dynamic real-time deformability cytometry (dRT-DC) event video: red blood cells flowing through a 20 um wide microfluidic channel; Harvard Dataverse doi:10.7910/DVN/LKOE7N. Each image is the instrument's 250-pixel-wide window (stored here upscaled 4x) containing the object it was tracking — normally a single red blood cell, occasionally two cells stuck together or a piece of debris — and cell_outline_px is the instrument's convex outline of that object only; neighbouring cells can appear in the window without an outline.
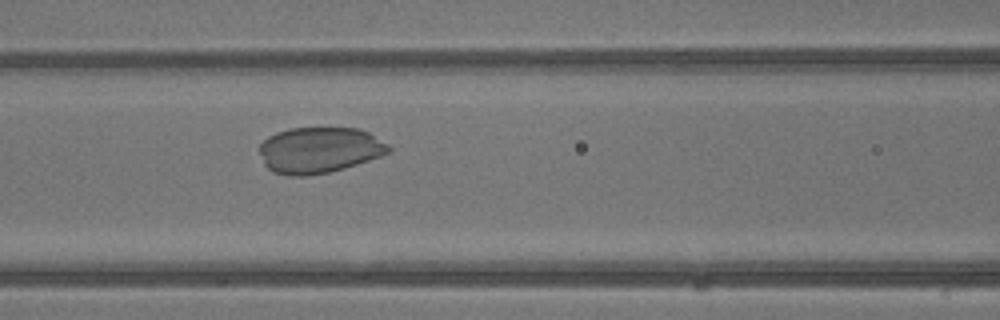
{"species": "common noctule bat (a hibernating species)", "species_latin": "Nyctalus noctula", "temperature_condition": "warm", "stored_images_in_passage": 42, "camera_frame_rate_fps": 3000, "um_per_image_px": 0.085, "animal": {"sex": "male", "body_mass_g": 13.3}, "frame": {"image": 1, "passage_image": 18, "time_ms": 5.667, "image_size_px": [1000, 320], "cell_outline_px": [[392, 152], [344, 168], [328, 172], [304, 176], [288, 176], [272, 172], [264, 164], [260, 152], [260, 144], [268, 136], [276, 132], [288, 128], [356, 128], [368, 132], [388, 144], [392, 148]], "centroid_in_image_um": [27.13, 12.75], "position_along_channel_um": 139.5, "area_um2": 34.62}}
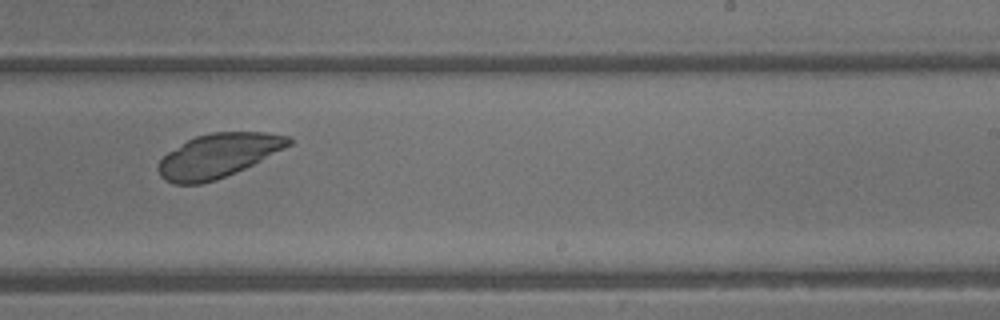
{"frame": {"image": 2, "passage_image": 26, "time_ms": 8.333, "image_size_px": [1000, 320], "cell_outline_px": [[292, 144], [236, 172], [216, 180], [200, 184], [172, 184], [164, 180], [160, 176], [156, 168], [160, 160], [168, 152], [188, 140], [196, 136], [212, 132], [268, 132], [292, 136]], "centroid_in_image_um": [18.53, 13.23], "position_along_channel_um": 270.5, "area_um2": 33.29}}
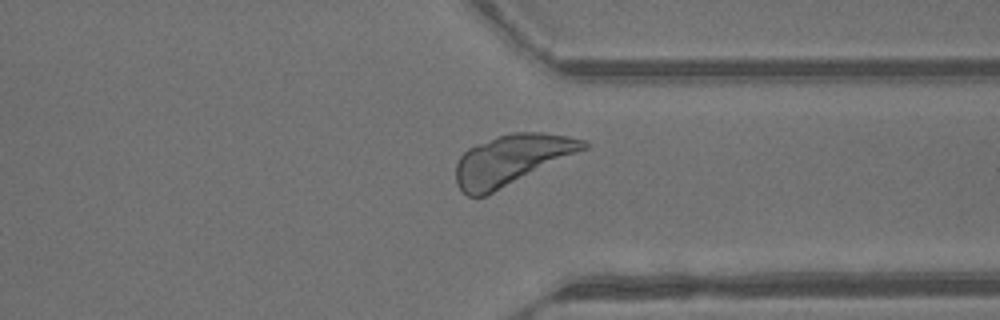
{"frame": {"image": 3, "passage_image": 32, "time_ms": 10.333, "image_size_px": [1000, 320], "cell_outline_px": [[588, 148], [484, 196], [468, 196], [456, 184], [456, 164], [460, 156], [468, 148], [476, 144], [496, 136], [516, 132], [540, 132], [568, 136], [588, 140]], "centroid_in_image_um": [43.48, 13.56], "position_along_channel_um": 367.9, "area_um2": 36.99}}